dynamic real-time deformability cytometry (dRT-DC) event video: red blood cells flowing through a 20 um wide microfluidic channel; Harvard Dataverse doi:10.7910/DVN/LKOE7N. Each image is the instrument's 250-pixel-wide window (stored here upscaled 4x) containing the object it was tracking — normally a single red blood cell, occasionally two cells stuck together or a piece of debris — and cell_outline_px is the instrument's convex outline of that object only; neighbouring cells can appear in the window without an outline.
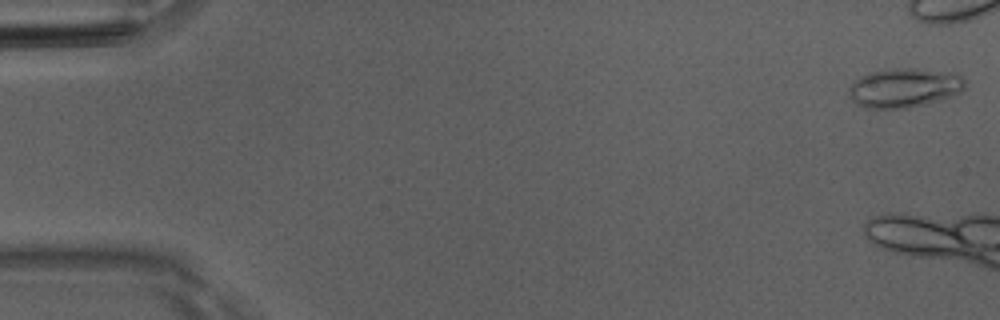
{"species": "Egyptian fruit bat (a non-hibernating species)", "species_latin": "Rousettus aegyptiacus", "temperature_condition": "room temperature", "stored_images_in_passage": 7, "camera_frame_rate_fps": 3000, "um_per_image_px": 0.085, "animal": {"sex": "male"}, "frame": {"image": 1, "passage_image": 1, "time_ms": 0.0, "image_size_px": [1000, 320], "cell_outline_px": [[964, 88], [960, 92], [944, 100], [908, 108], [864, 108], [852, 100], [848, 96], [848, 88], [860, 76], [872, 72], [896, 68], [912, 68], [948, 72], [960, 76], [964, 80]], "centroid_in_image_um": [76.85, 7.48], "position_along_channel_um": 8.2, "area_um2": 26.53}}